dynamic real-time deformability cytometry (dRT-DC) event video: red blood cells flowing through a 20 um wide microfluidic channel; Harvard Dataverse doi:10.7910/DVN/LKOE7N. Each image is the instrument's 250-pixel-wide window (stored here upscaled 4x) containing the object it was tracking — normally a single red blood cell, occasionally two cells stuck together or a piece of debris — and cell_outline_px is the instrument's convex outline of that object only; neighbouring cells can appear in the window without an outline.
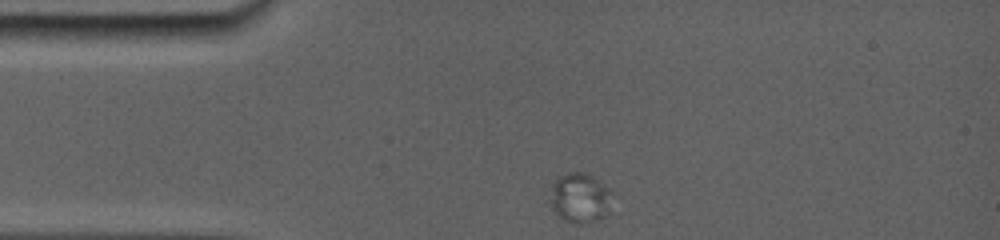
{"species": "common noctule bat (a hibernating species)", "species_latin": "Nyctalus noctula", "temperature_condition": "room temperature", "stored_images_in_passage": 21, "camera_frame_rate_fps": 5000, "um_per_image_px": 0.085, "animal": {"sex": "female", "body_mass_g": 19.0, "forearm_length_mm": 56.7}, "frame": {"image": 1, "passage_image": 1, "time_ms": 0.0, "image_size_px": [1000, 240], "cell_outline_px": [[616, 192], [608, 212], [600, 220], [580, 224], [576, 224], [564, 220], [552, 208], [548, 200], [552, 184], [560, 176], [572, 172], [588, 172], [612, 188]], "centroid_in_image_um": [49.37, 16.8], "position_along_channel_um": 35.6, "area_um2": 18.79}}
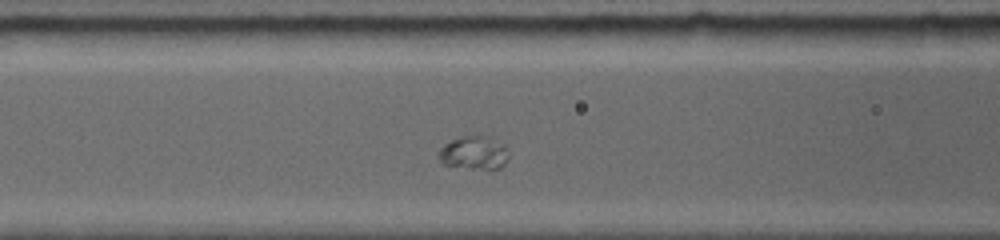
{"frame": {"image": 2, "passage_image": 7, "time_ms": 3.4, "image_size_px": [1000, 240], "cell_outline_px": [[508, 156], [504, 164], [500, 168], [492, 172], [488, 172], [440, 164], [440, 148], [452, 140], [472, 136], [508, 148]], "centroid_in_image_um": [40.27, 13.13], "position_along_channel_um": 126.3, "area_um2": 13.12}}
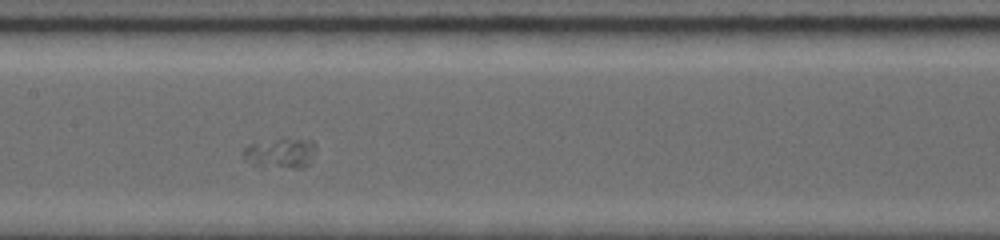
{"frame": {"image": 3, "passage_image": 10, "time_ms": 5.0, "image_size_px": [1000, 240], "cell_outline_px": [[312, 144], [308, 164], [304, 168], [264, 168], [256, 164], [244, 156], [244, 148], [252, 144], [300, 140]], "centroid_in_image_um": [23.78, 13.12], "position_along_channel_um": 183.6, "area_um2": 11.27}}